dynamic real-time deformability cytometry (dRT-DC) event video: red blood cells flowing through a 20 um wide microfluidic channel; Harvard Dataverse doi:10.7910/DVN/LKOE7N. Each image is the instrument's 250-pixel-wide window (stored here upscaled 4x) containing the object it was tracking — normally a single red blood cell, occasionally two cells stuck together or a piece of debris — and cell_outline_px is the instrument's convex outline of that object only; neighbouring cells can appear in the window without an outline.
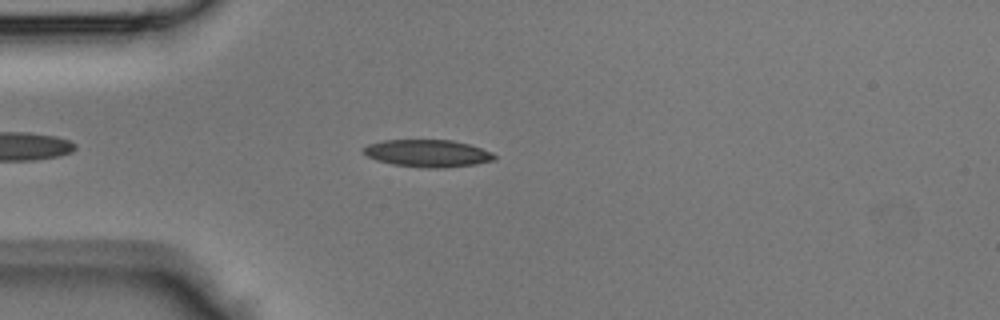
{"species": "Egyptian fruit bat (a non-hibernating species)", "species_latin": "Rousettus aegyptiacus", "temperature_condition": "room temperature", "stored_images_in_passage": 34, "camera_frame_rate_fps": 3000, "um_per_image_px": 0.085, "animal": {"sex": "male"}, "frame": {"image": 1, "passage_image": 3, "time_ms": 0.667, "image_size_px": [1000, 320], "cell_outline_px": [[496, 160], [476, 164], [444, 168], [428, 168], [392, 164], [376, 160], [360, 152], [368, 144], [384, 140], [452, 140], [468, 144], [492, 152], [496, 156]], "centroid_in_image_um": [36.35, 13.03], "position_along_channel_um": 48.7, "area_um2": 20.87}}
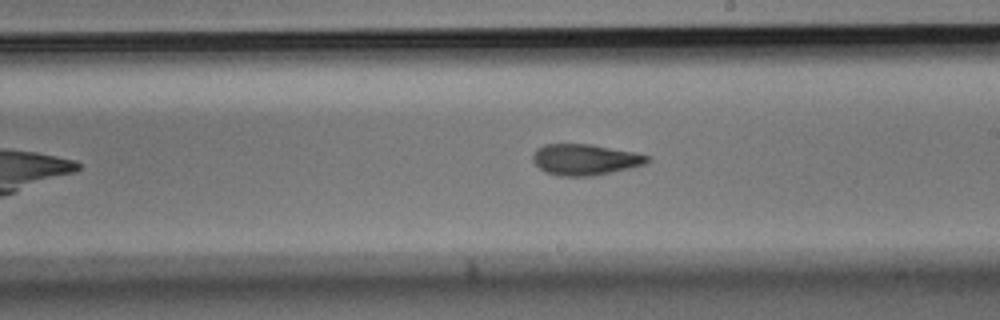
{"frame": {"image": 2, "passage_image": 16, "time_ms": 5.0, "image_size_px": [1000, 320], "cell_outline_px": [[652, 160], [644, 164], [632, 168], [592, 176], [560, 176], [544, 172], [532, 160], [532, 156], [536, 148], [544, 144], [592, 144], [636, 152], [652, 156]], "centroid_in_image_um": [49.77, 13.56], "position_along_channel_um": 239.2, "area_um2": 21.04}}
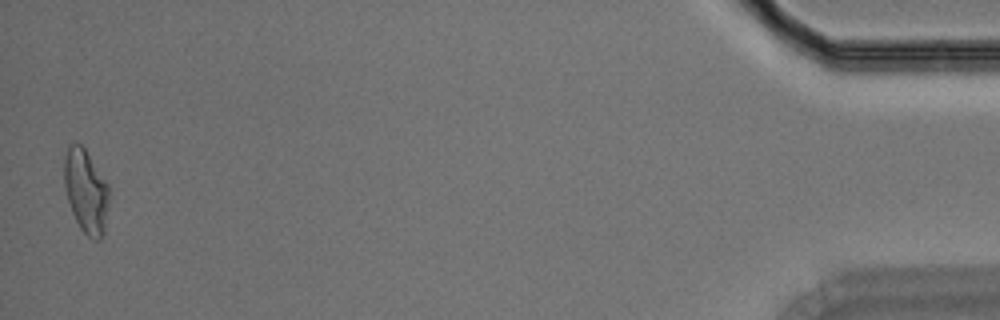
{"frame": {"image": 3, "passage_image": 34, "time_ms": 11.0, "image_size_px": [1000, 320], "cell_outline_px": [[108, 204], [104, 232], [100, 240], [96, 240], [88, 236], [80, 228], [72, 212], [64, 188], [64, 156], [68, 144], [80, 144], [84, 148], [108, 184]], "centroid_in_image_um": [7.29, 16.25], "position_along_channel_um": 427.9, "area_um2": 21.68}}